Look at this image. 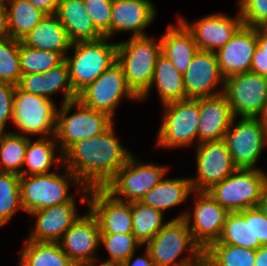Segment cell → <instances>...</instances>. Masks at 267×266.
I'll return each instance as SVG.
<instances>
[{"label":"cell","mask_w":267,"mask_h":266,"mask_svg":"<svg viewBox=\"0 0 267 266\" xmlns=\"http://www.w3.org/2000/svg\"><path fill=\"white\" fill-rule=\"evenodd\" d=\"M15 88L13 84L0 82V132H4L8 120L13 121Z\"/></svg>","instance_id":"7bdbcfd3"},{"label":"cell","mask_w":267,"mask_h":266,"mask_svg":"<svg viewBox=\"0 0 267 266\" xmlns=\"http://www.w3.org/2000/svg\"><path fill=\"white\" fill-rule=\"evenodd\" d=\"M24 211L21 204L20 175L0 172V228L18 211Z\"/></svg>","instance_id":"d590c367"},{"label":"cell","mask_w":267,"mask_h":266,"mask_svg":"<svg viewBox=\"0 0 267 266\" xmlns=\"http://www.w3.org/2000/svg\"><path fill=\"white\" fill-rule=\"evenodd\" d=\"M256 250L212 243L204 251V266H255Z\"/></svg>","instance_id":"d6a6232c"},{"label":"cell","mask_w":267,"mask_h":266,"mask_svg":"<svg viewBox=\"0 0 267 266\" xmlns=\"http://www.w3.org/2000/svg\"><path fill=\"white\" fill-rule=\"evenodd\" d=\"M151 0H113L111 7L110 38L115 32H132L131 37L146 35L145 30L155 18Z\"/></svg>","instance_id":"7402d4cb"},{"label":"cell","mask_w":267,"mask_h":266,"mask_svg":"<svg viewBox=\"0 0 267 266\" xmlns=\"http://www.w3.org/2000/svg\"><path fill=\"white\" fill-rule=\"evenodd\" d=\"M266 184L265 171L236 169L206 192L228 212H238L257 207Z\"/></svg>","instance_id":"52a82bcc"},{"label":"cell","mask_w":267,"mask_h":266,"mask_svg":"<svg viewBox=\"0 0 267 266\" xmlns=\"http://www.w3.org/2000/svg\"><path fill=\"white\" fill-rule=\"evenodd\" d=\"M132 213L133 235L141 243L146 244L155 235H157L162 227L163 212L154 209L151 206L143 204L141 201L130 202Z\"/></svg>","instance_id":"836d02e7"},{"label":"cell","mask_w":267,"mask_h":266,"mask_svg":"<svg viewBox=\"0 0 267 266\" xmlns=\"http://www.w3.org/2000/svg\"><path fill=\"white\" fill-rule=\"evenodd\" d=\"M20 41L39 50L61 53L64 57L72 44L66 29L55 14L47 15Z\"/></svg>","instance_id":"484cf974"},{"label":"cell","mask_w":267,"mask_h":266,"mask_svg":"<svg viewBox=\"0 0 267 266\" xmlns=\"http://www.w3.org/2000/svg\"><path fill=\"white\" fill-rule=\"evenodd\" d=\"M55 15L72 43L95 41L104 37L89 17L83 0H61Z\"/></svg>","instance_id":"d4e9b609"},{"label":"cell","mask_w":267,"mask_h":266,"mask_svg":"<svg viewBox=\"0 0 267 266\" xmlns=\"http://www.w3.org/2000/svg\"><path fill=\"white\" fill-rule=\"evenodd\" d=\"M265 129L267 130V102L265 103L261 114L258 116Z\"/></svg>","instance_id":"db71d44e"},{"label":"cell","mask_w":267,"mask_h":266,"mask_svg":"<svg viewBox=\"0 0 267 266\" xmlns=\"http://www.w3.org/2000/svg\"><path fill=\"white\" fill-rule=\"evenodd\" d=\"M255 266H267V246H261L256 250Z\"/></svg>","instance_id":"816d5d0a"},{"label":"cell","mask_w":267,"mask_h":266,"mask_svg":"<svg viewBox=\"0 0 267 266\" xmlns=\"http://www.w3.org/2000/svg\"><path fill=\"white\" fill-rule=\"evenodd\" d=\"M100 228L97 219L88 209L63 234L59 244L64 253L75 263L85 264L99 260L95 256L100 246Z\"/></svg>","instance_id":"d6986e66"},{"label":"cell","mask_w":267,"mask_h":266,"mask_svg":"<svg viewBox=\"0 0 267 266\" xmlns=\"http://www.w3.org/2000/svg\"><path fill=\"white\" fill-rule=\"evenodd\" d=\"M223 95L234 117L258 118L267 102V77L251 71L227 77Z\"/></svg>","instance_id":"4fadbf2b"},{"label":"cell","mask_w":267,"mask_h":266,"mask_svg":"<svg viewBox=\"0 0 267 266\" xmlns=\"http://www.w3.org/2000/svg\"><path fill=\"white\" fill-rule=\"evenodd\" d=\"M73 266H83V264H74Z\"/></svg>","instance_id":"9f6ffc18"},{"label":"cell","mask_w":267,"mask_h":266,"mask_svg":"<svg viewBox=\"0 0 267 266\" xmlns=\"http://www.w3.org/2000/svg\"><path fill=\"white\" fill-rule=\"evenodd\" d=\"M134 255L135 254H133L126 261H123L119 266H156L147 250H145V254L143 257L138 256L133 260Z\"/></svg>","instance_id":"681fc988"},{"label":"cell","mask_w":267,"mask_h":266,"mask_svg":"<svg viewBox=\"0 0 267 266\" xmlns=\"http://www.w3.org/2000/svg\"><path fill=\"white\" fill-rule=\"evenodd\" d=\"M145 245L156 266H204V251L184 219L169 220ZM186 249L188 257L179 258Z\"/></svg>","instance_id":"3957f363"},{"label":"cell","mask_w":267,"mask_h":266,"mask_svg":"<svg viewBox=\"0 0 267 266\" xmlns=\"http://www.w3.org/2000/svg\"><path fill=\"white\" fill-rule=\"evenodd\" d=\"M44 84V97L51 99L50 95L64 91L62 104L76 100L77 95L74 93L69 79V68L64 60L58 66L51 68L42 73Z\"/></svg>","instance_id":"ab89813d"},{"label":"cell","mask_w":267,"mask_h":266,"mask_svg":"<svg viewBox=\"0 0 267 266\" xmlns=\"http://www.w3.org/2000/svg\"><path fill=\"white\" fill-rule=\"evenodd\" d=\"M233 118L223 141L237 169H257L255 166L267 144V130L258 118Z\"/></svg>","instance_id":"30bf717a"},{"label":"cell","mask_w":267,"mask_h":266,"mask_svg":"<svg viewBox=\"0 0 267 266\" xmlns=\"http://www.w3.org/2000/svg\"><path fill=\"white\" fill-rule=\"evenodd\" d=\"M57 111L51 99L33 95L16 86L12 122L20 131L17 134L55 136Z\"/></svg>","instance_id":"9c48e42d"},{"label":"cell","mask_w":267,"mask_h":266,"mask_svg":"<svg viewBox=\"0 0 267 266\" xmlns=\"http://www.w3.org/2000/svg\"><path fill=\"white\" fill-rule=\"evenodd\" d=\"M5 0H0V40L10 37L8 31V17Z\"/></svg>","instance_id":"7dc6e473"},{"label":"cell","mask_w":267,"mask_h":266,"mask_svg":"<svg viewBox=\"0 0 267 266\" xmlns=\"http://www.w3.org/2000/svg\"><path fill=\"white\" fill-rule=\"evenodd\" d=\"M5 2L8 31L13 39H23L47 16L43 11L36 9L28 0H5Z\"/></svg>","instance_id":"4dcf8cb0"},{"label":"cell","mask_w":267,"mask_h":266,"mask_svg":"<svg viewBox=\"0 0 267 266\" xmlns=\"http://www.w3.org/2000/svg\"><path fill=\"white\" fill-rule=\"evenodd\" d=\"M64 168L62 176L56 172L20 175L21 204L25 212L29 214L47 207L76 202L73 194L68 193L70 181L81 190V202L88 203L89 188L84 187L71 170Z\"/></svg>","instance_id":"7a4b0ae2"},{"label":"cell","mask_w":267,"mask_h":266,"mask_svg":"<svg viewBox=\"0 0 267 266\" xmlns=\"http://www.w3.org/2000/svg\"><path fill=\"white\" fill-rule=\"evenodd\" d=\"M261 212L267 217V184L264 187V190L261 195V199L257 206Z\"/></svg>","instance_id":"f5cc1de1"},{"label":"cell","mask_w":267,"mask_h":266,"mask_svg":"<svg viewBox=\"0 0 267 266\" xmlns=\"http://www.w3.org/2000/svg\"><path fill=\"white\" fill-rule=\"evenodd\" d=\"M113 126L75 142L62 154V166L71 170L86 188H105L133 154L120 143Z\"/></svg>","instance_id":"6da1fadb"},{"label":"cell","mask_w":267,"mask_h":266,"mask_svg":"<svg viewBox=\"0 0 267 266\" xmlns=\"http://www.w3.org/2000/svg\"><path fill=\"white\" fill-rule=\"evenodd\" d=\"M250 219H252L253 249L267 246V217L258 207L250 208Z\"/></svg>","instance_id":"ee69618b"},{"label":"cell","mask_w":267,"mask_h":266,"mask_svg":"<svg viewBox=\"0 0 267 266\" xmlns=\"http://www.w3.org/2000/svg\"><path fill=\"white\" fill-rule=\"evenodd\" d=\"M250 71L267 77V55H254Z\"/></svg>","instance_id":"c3c4849f"},{"label":"cell","mask_w":267,"mask_h":266,"mask_svg":"<svg viewBox=\"0 0 267 266\" xmlns=\"http://www.w3.org/2000/svg\"><path fill=\"white\" fill-rule=\"evenodd\" d=\"M17 86L25 92L44 97L42 73L22 75Z\"/></svg>","instance_id":"f6af8a7d"},{"label":"cell","mask_w":267,"mask_h":266,"mask_svg":"<svg viewBox=\"0 0 267 266\" xmlns=\"http://www.w3.org/2000/svg\"><path fill=\"white\" fill-rule=\"evenodd\" d=\"M186 99L223 94L225 78L221 74L216 52L198 50L183 75ZM222 85V90L214 89Z\"/></svg>","instance_id":"e0dca14e"},{"label":"cell","mask_w":267,"mask_h":266,"mask_svg":"<svg viewBox=\"0 0 267 266\" xmlns=\"http://www.w3.org/2000/svg\"><path fill=\"white\" fill-rule=\"evenodd\" d=\"M20 40L9 37L0 40V82L15 86L22 76L20 70Z\"/></svg>","instance_id":"74e56055"},{"label":"cell","mask_w":267,"mask_h":266,"mask_svg":"<svg viewBox=\"0 0 267 266\" xmlns=\"http://www.w3.org/2000/svg\"><path fill=\"white\" fill-rule=\"evenodd\" d=\"M103 37L95 41H80L71 44L73 56H65L73 91L78 95L117 61V43H107Z\"/></svg>","instance_id":"5b68a950"},{"label":"cell","mask_w":267,"mask_h":266,"mask_svg":"<svg viewBox=\"0 0 267 266\" xmlns=\"http://www.w3.org/2000/svg\"><path fill=\"white\" fill-rule=\"evenodd\" d=\"M163 116L158 131L157 146L175 148L190 147L198 143L200 119L199 98L172 101L163 104Z\"/></svg>","instance_id":"ba28073f"},{"label":"cell","mask_w":267,"mask_h":266,"mask_svg":"<svg viewBox=\"0 0 267 266\" xmlns=\"http://www.w3.org/2000/svg\"><path fill=\"white\" fill-rule=\"evenodd\" d=\"M254 55H267V28H257V47Z\"/></svg>","instance_id":"f907efd6"},{"label":"cell","mask_w":267,"mask_h":266,"mask_svg":"<svg viewBox=\"0 0 267 266\" xmlns=\"http://www.w3.org/2000/svg\"><path fill=\"white\" fill-rule=\"evenodd\" d=\"M84 6L95 27L110 38L111 7L113 0H83Z\"/></svg>","instance_id":"b9f144b4"},{"label":"cell","mask_w":267,"mask_h":266,"mask_svg":"<svg viewBox=\"0 0 267 266\" xmlns=\"http://www.w3.org/2000/svg\"><path fill=\"white\" fill-rule=\"evenodd\" d=\"M134 156V154L130 156L115 177L105 186V189L115 198L129 203L141 201L168 171V167L143 163L136 160Z\"/></svg>","instance_id":"8fae6325"},{"label":"cell","mask_w":267,"mask_h":266,"mask_svg":"<svg viewBox=\"0 0 267 266\" xmlns=\"http://www.w3.org/2000/svg\"><path fill=\"white\" fill-rule=\"evenodd\" d=\"M36 9L43 11L46 15L56 14L61 0H28Z\"/></svg>","instance_id":"bcb514c9"},{"label":"cell","mask_w":267,"mask_h":266,"mask_svg":"<svg viewBox=\"0 0 267 266\" xmlns=\"http://www.w3.org/2000/svg\"><path fill=\"white\" fill-rule=\"evenodd\" d=\"M160 43L161 54L184 75L199 50L192 33L178 19L177 25H168L166 33L160 38Z\"/></svg>","instance_id":"cb8c5ba5"},{"label":"cell","mask_w":267,"mask_h":266,"mask_svg":"<svg viewBox=\"0 0 267 266\" xmlns=\"http://www.w3.org/2000/svg\"><path fill=\"white\" fill-rule=\"evenodd\" d=\"M59 242L26 240L19 256V266H73Z\"/></svg>","instance_id":"f546056e"},{"label":"cell","mask_w":267,"mask_h":266,"mask_svg":"<svg viewBox=\"0 0 267 266\" xmlns=\"http://www.w3.org/2000/svg\"><path fill=\"white\" fill-rule=\"evenodd\" d=\"M179 20L192 33L199 50L217 52L223 48L243 26L241 14L235 17L223 13L206 15L191 24L184 18Z\"/></svg>","instance_id":"ac0fdd59"},{"label":"cell","mask_w":267,"mask_h":266,"mask_svg":"<svg viewBox=\"0 0 267 266\" xmlns=\"http://www.w3.org/2000/svg\"><path fill=\"white\" fill-rule=\"evenodd\" d=\"M256 47L257 28L243 25L231 40L216 52L224 78L249 72Z\"/></svg>","instance_id":"ffe728a7"},{"label":"cell","mask_w":267,"mask_h":266,"mask_svg":"<svg viewBox=\"0 0 267 266\" xmlns=\"http://www.w3.org/2000/svg\"><path fill=\"white\" fill-rule=\"evenodd\" d=\"M244 26L267 28V0H239Z\"/></svg>","instance_id":"60d3db41"},{"label":"cell","mask_w":267,"mask_h":266,"mask_svg":"<svg viewBox=\"0 0 267 266\" xmlns=\"http://www.w3.org/2000/svg\"><path fill=\"white\" fill-rule=\"evenodd\" d=\"M20 70L22 75L47 72L61 64L65 57L55 51L39 50L20 41Z\"/></svg>","instance_id":"8d00e7d4"},{"label":"cell","mask_w":267,"mask_h":266,"mask_svg":"<svg viewBox=\"0 0 267 266\" xmlns=\"http://www.w3.org/2000/svg\"><path fill=\"white\" fill-rule=\"evenodd\" d=\"M243 248L253 249L252 219L250 208L238 212H229L218 241Z\"/></svg>","instance_id":"1f68e13d"},{"label":"cell","mask_w":267,"mask_h":266,"mask_svg":"<svg viewBox=\"0 0 267 266\" xmlns=\"http://www.w3.org/2000/svg\"><path fill=\"white\" fill-rule=\"evenodd\" d=\"M37 139L38 140L33 141V139L31 140L30 136H28V145L23 164L25 169L23 168L22 175L49 174L52 173L50 169L53 163L55 164L56 162L57 165H62L63 163V156L55 136L39 137ZM56 150L60 155H55Z\"/></svg>","instance_id":"83f0119b"},{"label":"cell","mask_w":267,"mask_h":266,"mask_svg":"<svg viewBox=\"0 0 267 266\" xmlns=\"http://www.w3.org/2000/svg\"><path fill=\"white\" fill-rule=\"evenodd\" d=\"M123 97L139 100L128 86L123 69L117 61L77 95L84 106L104 112L113 119Z\"/></svg>","instance_id":"7c38bea8"},{"label":"cell","mask_w":267,"mask_h":266,"mask_svg":"<svg viewBox=\"0 0 267 266\" xmlns=\"http://www.w3.org/2000/svg\"><path fill=\"white\" fill-rule=\"evenodd\" d=\"M193 192L190 177H176L174 179L163 177L157 185L144 195L141 202L164 213L166 209L185 202Z\"/></svg>","instance_id":"f1b7e54d"},{"label":"cell","mask_w":267,"mask_h":266,"mask_svg":"<svg viewBox=\"0 0 267 266\" xmlns=\"http://www.w3.org/2000/svg\"><path fill=\"white\" fill-rule=\"evenodd\" d=\"M76 112L69 115L70 110ZM108 114L84 106L78 99L64 103L57 111L55 139L63 154L77 141L94 137L107 130L113 123Z\"/></svg>","instance_id":"8992f818"},{"label":"cell","mask_w":267,"mask_h":266,"mask_svg":"<svg viewBox=\"0 0 267 266\" xmlns=\"http://www.w3.org/2000/svg\"><path fill=\"white\" fill-rule=\"evenodd\" d=\"M199 108L198 144L223 140L234 118L226 97L199 98Z\"/></svg>","instance_id":"603a6c76"},{"label":"cell","mask_w":267,"mask_h":266,"mask_svg":"<svg viewBox=\"0 0 267 266\" xmlns=\"http://www.w3.org/2000/svg\"><path fill=\"white\" fill-rule=\"evenodd\" d=\"M160 55L161 43L155 37H131L117 43V62L128 86L138 97L150 87Z\"/></svg>","instance_id":"277c9868"},{"label":"cell","mask_w":267,"mask_h":266,"mask_svg":"<svg viewBox=\"0 0 267 266\" xmlns=\"http://www.w3.org/2000/svg\"><path fill=\"white\" fill-rule=\"evenodd\" d=\"M153 85L158 90L162 104L186 100L183 74L162 54L157 59L150 87L139 97V101L148 97Z\"/></svg>","instance_id":"4316f807"},{"label":"cell","mask_w":267,"mask_h":266,"mask_svg":"<svg viewBox=\"0 0 267 266\" xmlns=\"http://www.w3.org/2000/svg\"><path fill=\"white\" fill-rule=\"evenodd\" d=\"M28 136L14 132H0V172L22 175Z\"/></svg>","instance_id":"e575fe53"},{"label":"cell","mask_w":267,"mask_h":266,"mask_svg":"<svg viewBox=\"0 0 267 266\" xmlns=\"http://www.w3.org/2000/svg\"><path fill=\"white\" fill-rule=\"evenodd\" d=\"M97 263L98 262L96 260V261H92V262H89V263H85V264H83V266H119L118 264L107 263V262L99 263V265Z\"/></svg>","instance_id":"11a10c76"},{"label":"cell","mask_w":267,"mask_h":266,"mask_svg":"<svg viewBox=\"0 0 267 266\" xmlns=\"http://www.w3.org/2000/svg\"><path fill=\"white\" fill-rule=\"evenodd\" d=\"M101 244L105 246L110 256L104 262L118 265L129 259L141 246L133 234H101Z\"/></svg>","instance_id":"f35d334b"},{"label":"cell","mask_w":267,"mask_h":266,"mask_svg":"<svg viewBox=\"0 0 267 266\" xmlns=\"http://www.w3.org/2000/svg\"><path fill=\"white\" fill-rule=\"evenodd\" d=\"M196 152L197 175L190 178L193 191H207L237 169L223 140L197 144Z\"/></svg>","instance_id":"9a60e30c"},{"label":"cell","mask_w":267,"mask_h":266,"mask_svg":"<svg viewBox=\"0 0 267 266\" xmlns=\"http://www.w3.org/2000/svg\"><path fill=\"white\" fill-rule=\"evenodd\" d=\"M75 202L36 210L29 215L35 216V226L31 227L28 240L37 242H59L63 234L80 218Z\"/></svg>","instance_id":"44dd1931"},{"label":"cell","mask_w":267,"mask_h":266,"mask_svg":"<svg viewBox=\"0 0 267 266\" xmlns=\"http://www.w3.org/2000/svg\"><path fill=\"white\" fill-rule=\"evenodd\" d=\"M194 197L193 213L185 211L172 219H184L194 241L205 251L213 242L218 241L229 212L206 191H194Z\"/></svg>","instance_id":"5bb4252c"},{"label":"cell","mask_w":267,"mask_h":266,"mask_svg":"<svg viewBox=\"0 0 267 266\" xmlns=\"http://www.w3.org/2000/svg\"><path fill=\"white\" fill-rule=\"evenodd\" d=\"M87 206L101 234H133L130 203L115 198L105 188H91Z\"/></svg>","instance_id":"2e32d148"}]
</instances>
